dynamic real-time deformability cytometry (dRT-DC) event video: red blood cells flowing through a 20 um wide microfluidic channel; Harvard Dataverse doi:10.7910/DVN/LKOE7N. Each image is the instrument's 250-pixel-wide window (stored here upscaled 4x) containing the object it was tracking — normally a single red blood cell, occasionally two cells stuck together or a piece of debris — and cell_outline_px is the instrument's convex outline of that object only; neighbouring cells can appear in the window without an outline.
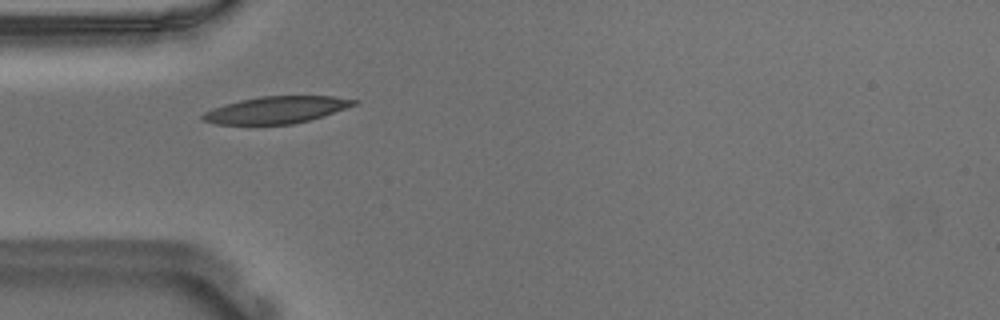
{"species": "Egyptian fruit bat (a non-hibernating species)", "species_latin": "Rousettus aegyptiacus", "temperature_condition": "warm", "stored_images_in_passage": 35, "camera_frame_rate_fps": 3000, "um_per_image_px": 0.085, "animal": {"sex": "male"}, "frame": {"image": 1, "passage_image": 2, "time_ms": 0.333, "image_size_px": [1000, 320], "cell_outline_px": [[360, 100], [356, 104], [308, 120], [292, 124], [216, 124], [200, 120], [200, 116], [204, 112], [212, 108], [224, 104], [240, 100], [260, 96], [332, 96]], "centroid_in_image_um": [23.41, 9.33], "position_along_channel_um": 61.6, "area_um2": 23.52}}
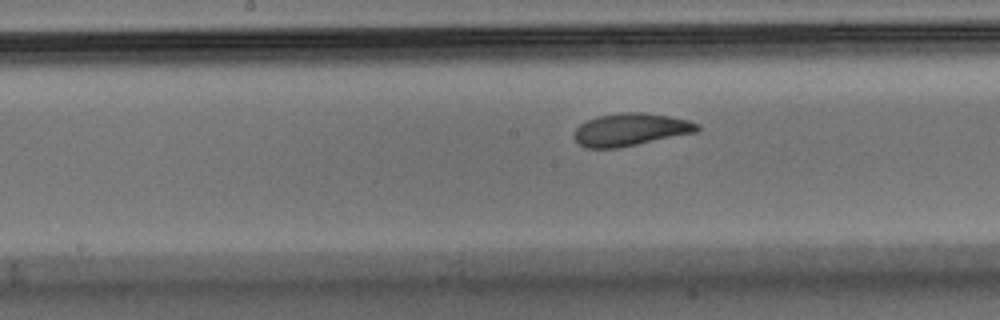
{"frame": {"image": 2, "passage_image": 13, "time_ms": 4.0, "image_size_px": [1000, 320], "cell_outline_px": [[700, 128], [696, 132], [620, 148], [584, 148], [576, 140], [576, 128], [580, 124], [596, 116], [620, 112], [644, 112], [668, 116], [688, 120], [700, 124]], "centroid_in_image_um": [53.61, 11.01], "position_along_channel_um": 194.6, "area_um2": 23.35}}
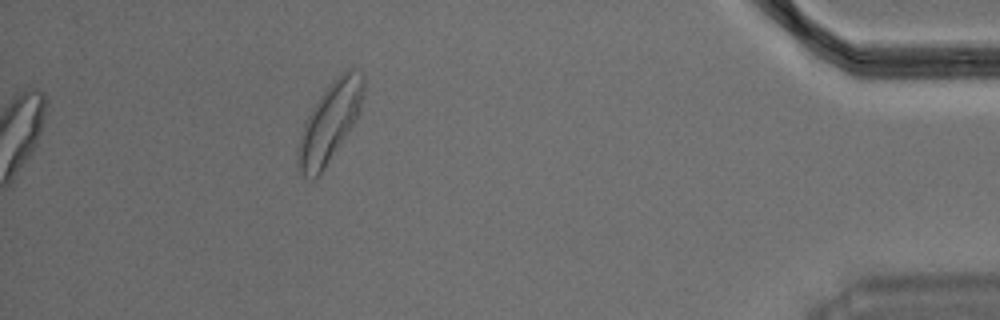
{"frame": {"image": 3, "passage_image": 35, "time_ms": 11.333, "image_size_px": [1000, 320], "cell_outline_px": [[364, 96], [360, 112], [324, 168], [312, 180], [304, 176], [300, 172], [296, 164], [296, 152], [304, 120], [328, 84], [344, 68], [352, 68], [364, 76]], "centroid_in_image_um": [28.01, 10.34], "position_along_channel_um": 407.2, "area_um2": 30.17}, "authors_computed_cell_mechanics": {"area_um2": 23.5246, "velocity_mm_per_s": 3.6321, "shape_relaxation_time_tau1_ms": 2.4289, "shape_relaxation_time_tau2_ms": 1.8765, "deformation_change_tau1": 0.1133, "deformation_change_tau2": 0.0859}}